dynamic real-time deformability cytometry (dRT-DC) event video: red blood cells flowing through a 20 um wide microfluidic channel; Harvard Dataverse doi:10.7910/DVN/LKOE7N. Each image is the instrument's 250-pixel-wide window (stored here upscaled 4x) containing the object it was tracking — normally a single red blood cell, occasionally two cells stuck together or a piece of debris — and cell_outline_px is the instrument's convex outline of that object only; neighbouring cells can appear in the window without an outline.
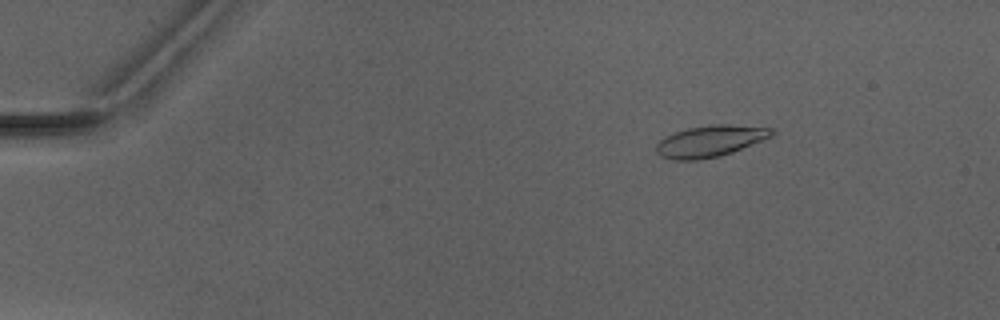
{"species": "Egyptian fruit bat (a non-hibernating species)", "species_latin": "Rousettus aegyptiacus", "temperature_condition": "warm", "stored_images_in_passage": 3, "camera_frame_rate_fps": 3000, "um_per_image_px": 0.085, "animal": {"sex": "male"}, "frame": {"image": 1, "passage_image": 1, "time_ms": 0.0, "image_size_px": [1000, 320], "cell_outline_px": [[776, 132], [772, 136], [764, 140], [732, 152], [720, 156], [696, 160], [672, 160], [660, 156], [656, 152], [656, 144], [664, 136], [688, 128], [708, 124], [728, 124], [772, 128]], "centroid_in_image_um": [60.36, 11.99], "position_along_channel_um": 24.6, "area_um2": 21.33}}